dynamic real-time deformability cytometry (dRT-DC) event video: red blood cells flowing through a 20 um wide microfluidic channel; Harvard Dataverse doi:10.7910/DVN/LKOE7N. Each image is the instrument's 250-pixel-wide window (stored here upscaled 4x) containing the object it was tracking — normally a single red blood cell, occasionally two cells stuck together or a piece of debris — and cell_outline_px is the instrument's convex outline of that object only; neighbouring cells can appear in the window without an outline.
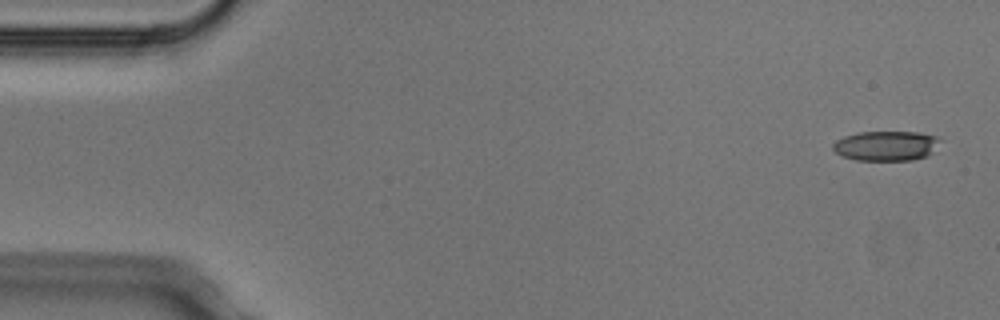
{"species": "Egyptian fruit bat (a non-hibernating species)", "species_latin": "Rousettus aegyptiacus", "temperature_condition": "cold", "stored_images_in_passage": 7, "camera_frame_rate_fps": 3000, "um_per_image_px": 0.085, "animal": {"sex": "male"}, "frame": {"image": 1, "passage_image": 1, "time_ms": 0.0, "image_size_px": [1000, 320], "cell_outline_px": [[944, 140], [928, 156], [912, 160], [856, 160], [844, 156], [836, 152], [832, 148], [832, 144], [836, 140], [844, 136], [856, 132], [920, 132], [936, 136]], "centroid_in_image_um": [75.36, 12.38], "position_along_channel_um": 9.6, "area_um2": 18.84}}
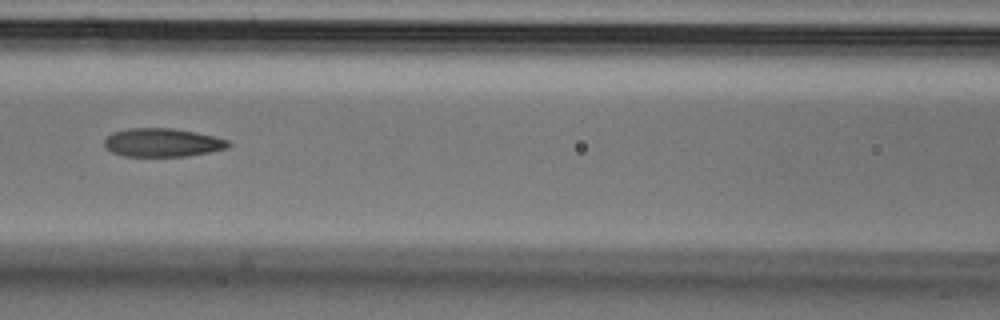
{"frame": {"image": 2, "passage_image": 7, "time_ms": 2.0, "image_size_px": [1000, 320], "cell_outline_px": [[232, 144], [228, 148], [188, 156], [124, 156], [112, 152], [104, 144], [104, 140], [112, 132], [128, 128], [172, 128], [196, 132], [228, 140]], "centroid_in_image_um": [13.81, 12.11], "position_along_channel_um": 152.8, "area_um2": 20.52}}